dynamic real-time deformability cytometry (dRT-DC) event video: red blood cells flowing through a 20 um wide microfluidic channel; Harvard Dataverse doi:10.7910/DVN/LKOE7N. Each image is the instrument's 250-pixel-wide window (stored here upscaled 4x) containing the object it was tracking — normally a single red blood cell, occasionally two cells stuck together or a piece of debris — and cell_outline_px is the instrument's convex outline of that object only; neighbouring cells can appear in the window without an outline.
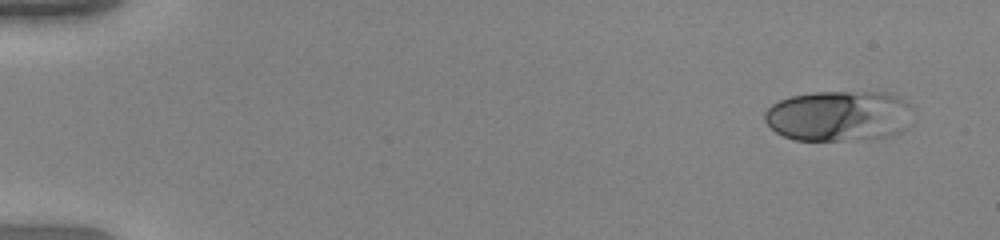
{"species": "human", "species_latin": "Homo sapiens", "temperature_condition": "warm", "stored_images_in_passage": 51, "camera_frame_rate_fps": 3000, "um_per_image_px": 0.085, "donor": {"sex": "female"}, "frame": {"image": 1, "passage_image": 1, "time_ms": 0.0, "image_size_px": [1000, 240], "cell_outline_px": [[908, 104], [904, 128], [900, 132], [892, 136], [876, 140], [796, 140], [784, 136], [776, 132], [764, 120], [764, 112], [772, 104], [780, 100], [792, 96], [816, 92], [884, 92], [900, 96]], "centroid_in_image_um": [71.26, 9.86], "position_along_channel_um": 13.7, "area_um2": 43.58}}
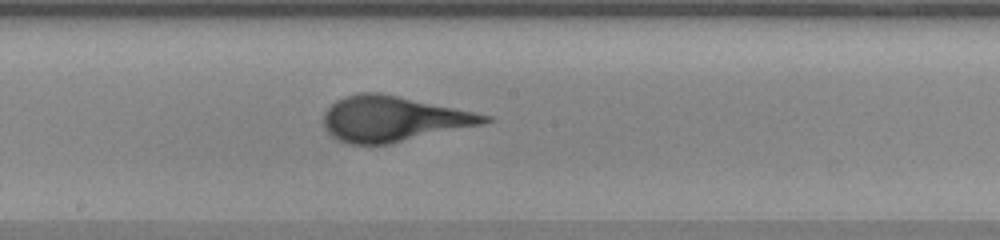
{"frame": {"image": 2, "passage_image": 28, "time_ms": 9.0, "image_size_px": [1000, 240], "cell_outline_px": [[496, 120], [484, 124], [388, 144], [348, 144], [332, 136], [328, 132], [324, 124], [324, 112], [336, 100], [344, 96], [360, 92], [380, 92], [492, 116]], "centroid_in_image_um": [33.43, 10.1], "position_along_channel_um": 214.8, "area_um2": 42.31}}
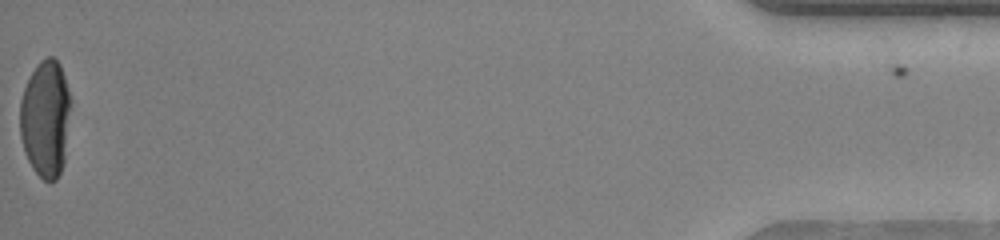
{"frame": {"image": 3, "passage_image": 51, "time_ms": 16.667, "image_size_px": [1000, 240], "cell_outline_px": [[72, 100], [64, 164], [56, 180], [44, 180], [32, 168], [24, 152], [20, 136], [20, 100], [24, 88], [32, 72], [40, 60], [48, 56], [52, 56], [60, 64]], "centroid_in_image_um": [3.88, 10.07], "position_along_channel_um": 431.3, "area_um2": 34.97}}